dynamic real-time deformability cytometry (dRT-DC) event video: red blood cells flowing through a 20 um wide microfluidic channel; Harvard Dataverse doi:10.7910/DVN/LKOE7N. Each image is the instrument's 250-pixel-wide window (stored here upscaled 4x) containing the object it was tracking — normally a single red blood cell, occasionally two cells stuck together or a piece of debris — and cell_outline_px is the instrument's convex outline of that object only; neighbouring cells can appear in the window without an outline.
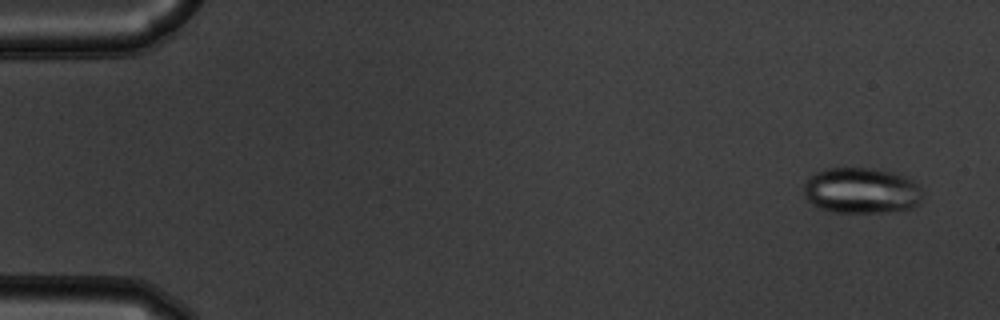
{"species": "common noctule bat (a hibernating species)", "species_latin": "Nyctalus noctula", "temperature_condition": "warm", "stored_images_in_passage": 54, "camera_frame_rate_fps": 3000, "um_per_image_px": 0.085, "animal": {"sex": "male", "body_mass_g": 19.5, "forearm_length_mm": 54.6}, "frame": {"image": 1, "passage_image": 3, "time_ms": 0.667, "image_size_px": [1000, 320], "cell_outline_px": [[920, 204], [912, 208], [884, 212], [832, 212], [816, 208], [804, 196], [804, 184], [816, 172], [828, 168], [876, 168], [896, 172], [908, 176], [920, 184]], "centroid_in_image_um": [73.24, 16.19], "position_along_channel_um": 11.8, "area_um2": 32.14}}
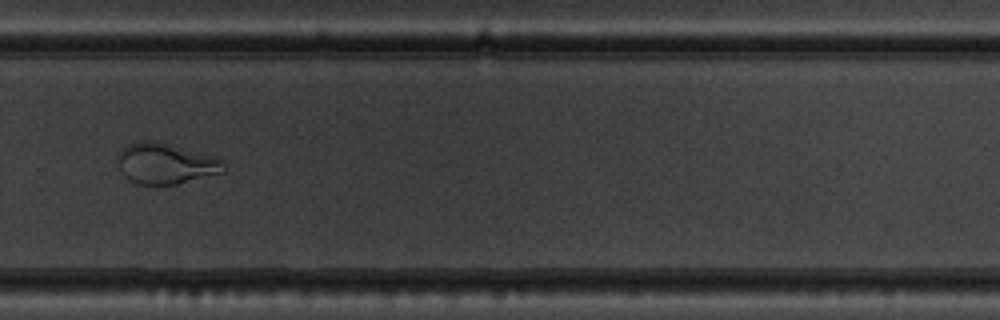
{"frame": {"image": 2, "passage_image": 38, "time_ms": 12.333, "image_size_px": [1000, 320], "cell_outline_px": [[224, 172], [176, 184], [136, 184], [128, 180], [124, 176], [116, 160], [116, 156], [128, 144], [144, 140], [152, 140], [208, 156], [220, 160], [224, 164]], "centroid_in_image_um": [13.99, 13.93], "position_along_channel_um": 315.8, "area_um2": 24.51}}
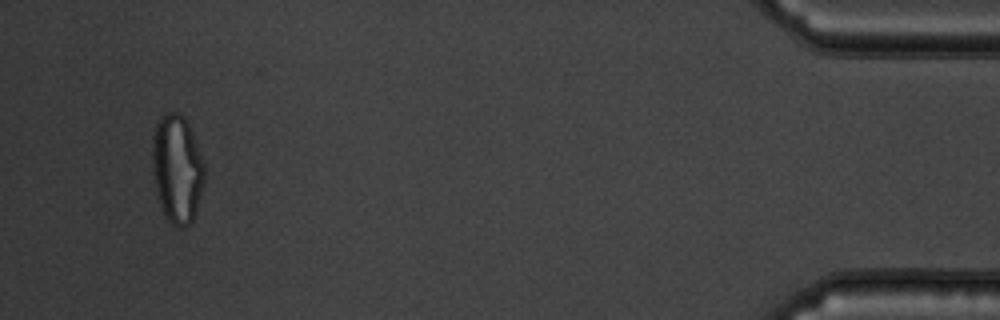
{"frame": {"image": 3, "passage_image": 52, "time_ms": 17.0, "image_size_px": [1000, 320], "cell_outline_px": [[204, 180], [196, 212], [192, 220], [188, 224], [180, 228], [172, 224], [164, 216], [156, 192], [152, 172], [152, 136], [156, 124], [160, 116], [164, 112], [176, 112], [184, 116], [188, 124], [204, 164]], "centroid_in_image_um": [15.02, 14.34], "position_along_channel_um": 420.2, "area_um2": 32.95}}